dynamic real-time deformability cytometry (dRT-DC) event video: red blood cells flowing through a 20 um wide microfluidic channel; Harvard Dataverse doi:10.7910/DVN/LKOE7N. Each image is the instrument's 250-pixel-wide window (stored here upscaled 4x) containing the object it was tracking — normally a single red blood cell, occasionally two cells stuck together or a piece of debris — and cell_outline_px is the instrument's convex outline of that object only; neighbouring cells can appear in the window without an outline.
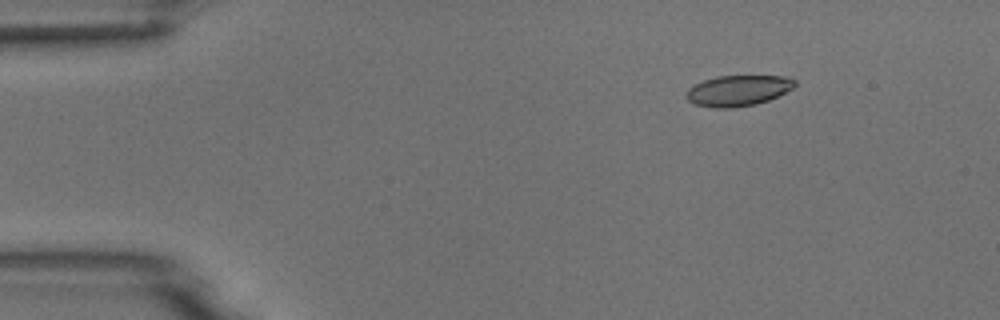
{"species": "common noctule bat (a hibernating species)", "species_latin": "Nyctalus noctula", "temperature_condition": "room temperature", "stored_images_in_passage": 5, "camera_frame_rate_fps": 3000, "um_per_image_px": 0.085, "animal": {"sex": "male", "body_mass_g": 18.8}, "frame": {"image": 1, "passage_image": 2, "time_ms": 1.333, "image_size_px": [1000, 320], "cell_outline_px": [[796, 84], [792, 88], [768, 100], [756, 104], [732, 108], [716, 108], [696, 104], [688, 100], [688, 88], [704, 80], [716, 76], [788, 76], [796, 80]], "centroid_in_image_um": [62.76, 7.69], "position_along_channel_um": 22.2, "area_um2": 19.19}}
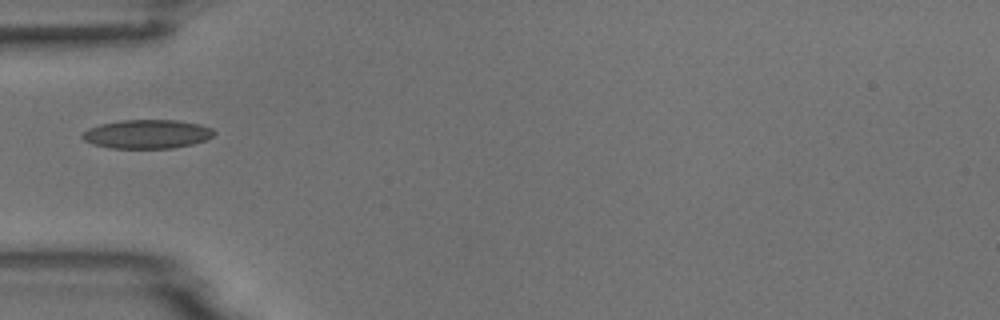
{"frame": {"image": 2, "passage_image": 5, "time_ms": 4.667, "image_size_px": [1000, 320], "cell_outline_px": [[216, 132], [212, 136], [204, 140], [192, 144], [172, 148], [112, 148], [92, 144], [84, 140], [80, 136], [88, 128], [100, 124], [120, 120], [176, 120], [200, 124], [212, 128]], "centroid_in_image_um": [12.49, 11.39], "position_along_channel_um": 72.5, "area_um2": 22.14}}